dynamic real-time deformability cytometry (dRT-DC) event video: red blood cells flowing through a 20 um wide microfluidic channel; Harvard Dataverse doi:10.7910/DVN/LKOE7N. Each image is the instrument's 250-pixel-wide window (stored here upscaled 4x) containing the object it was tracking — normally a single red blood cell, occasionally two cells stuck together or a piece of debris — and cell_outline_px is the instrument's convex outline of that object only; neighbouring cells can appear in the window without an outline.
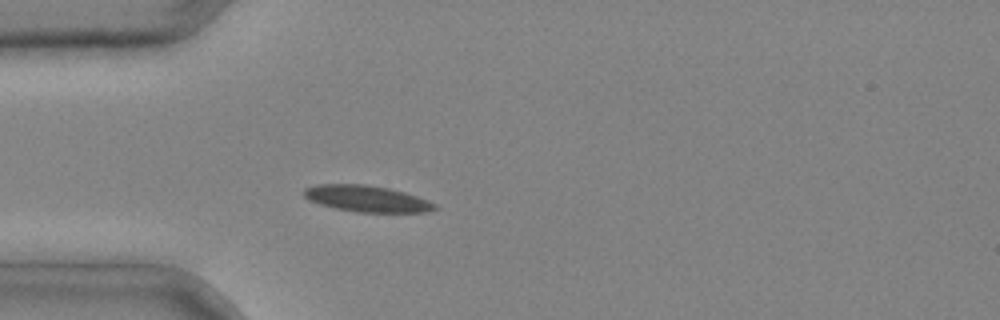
{"species": "common noctule bat (a hibernating species)", "species_latin": "Nyctalus noctula", "temperature_condition": "cold", "stored_images_in_passage": 2, "camera_frame_rate_fps": 3000, "um_per_image_px": 0.085, "animal": {"sex": "male", "body_mass_g": 20.4}, "frame": {"image": 1, "passage_image": 2, "time_ms": 0.333, "image_size_px": [1000, 320], "cell_outline_px": [[436, 208], [428, 212], [356, 212], [336, 208], [320, 204], [308, 200], [304, 196], [304, 188], [316, 184], [364, 184], [388, 188], [404, 192], [416, 196], [436, 204]], "centroid_in_image_um": [31.14, 16.88], "position_along_channel_um": 53.9, "area_um2": 19.94}}